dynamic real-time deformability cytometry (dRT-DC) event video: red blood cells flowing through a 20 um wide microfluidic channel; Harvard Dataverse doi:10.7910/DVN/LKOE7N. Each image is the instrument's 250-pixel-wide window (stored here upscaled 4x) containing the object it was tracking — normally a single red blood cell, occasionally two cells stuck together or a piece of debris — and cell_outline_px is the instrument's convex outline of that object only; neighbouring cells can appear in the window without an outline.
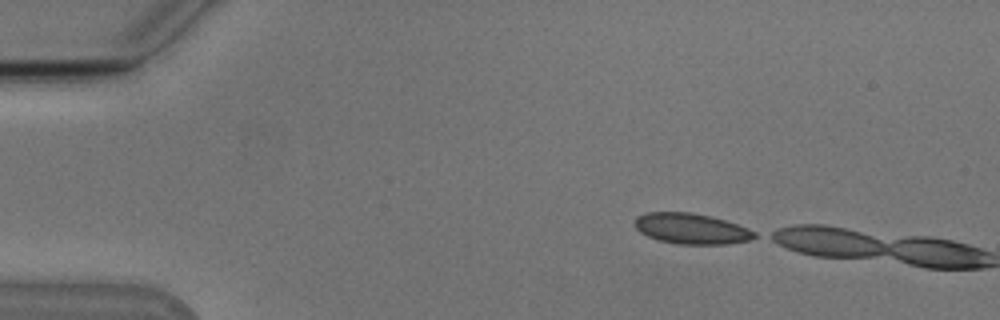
{"species": "Egyptian fruit bat (a non-hibernating species)", "species_latin": "Rousettus aegyptiacus", "temperature_condition": "cold", "stored_images_in_passage": 2, "camera_frame_rate_fps": 3000, "um_per_image_px": 0.085, "animal": {"sex": "male"}, "frame": {"image": 1, "passage_image": 1, "time_ms": 0.0, "image_size_px": [1000, 320], "cell_outline_px": [[756, 236], [748, 240], [728, 244], [676, 244], [660, 240], [648, 236], [640, 232], [636, 228], [636, 216], [644, 212], [692, 212], [712, 216], [748, 228], [756, 232]], "centroid_in_image_um": [58.75, 19.43], "position_along_channel_um": 26.2, "area_um2": 21.33}}